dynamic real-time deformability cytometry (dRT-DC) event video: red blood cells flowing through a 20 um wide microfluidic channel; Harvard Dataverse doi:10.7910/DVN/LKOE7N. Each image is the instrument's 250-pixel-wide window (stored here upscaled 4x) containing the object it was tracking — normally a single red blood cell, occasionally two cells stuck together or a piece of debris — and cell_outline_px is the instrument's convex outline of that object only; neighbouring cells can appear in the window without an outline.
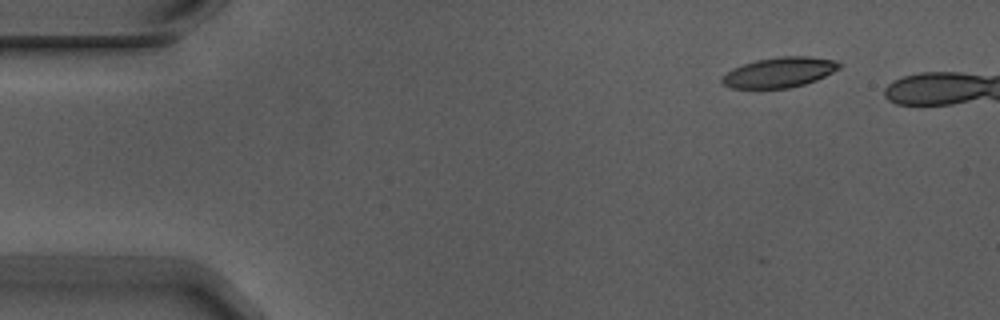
{"species": "Egyptian fruit bat (a non-hibernating species)", "species_latin": "Rousettus aegyptiacus", "temperature_condition": "warm", "stored_images_in_passage": 9, "segment_of_instrument_passage": [1, 2], "camera_frame_rate_fps": 3000, "um_per_image_px": 0.085, "animal": {"sex": "male"}, "frame": {"image": 1, "passage_image": 1, "time_ms": 0.0, "image_size_px": [1000, 320], "cell_outline_px": [[844, 64], [840, 68], [816, 80], [804, 84], [788, 88], [732, 88], [724, 84], [720, 80], [720, 76], [732, 68], [756, 60], [780, 56], [808, 56], [836, 60]], "centroid_in_image_um": [66.25, 6.14], "position_along_channel_um": 18.8, "area_um2": 20.69}}
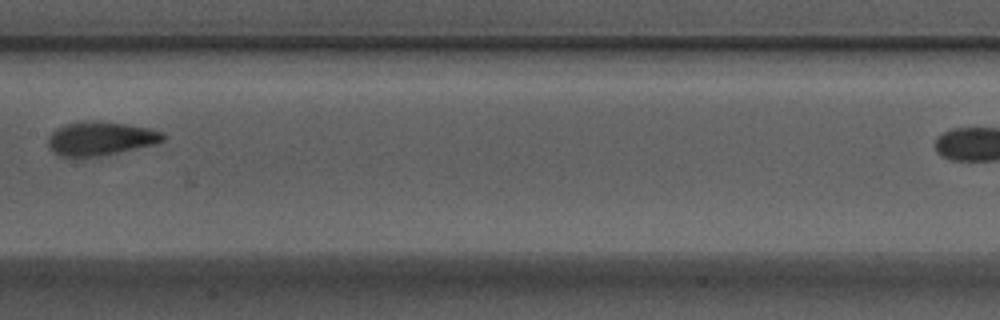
{"frame": {"image": 2, "passage_image": 7, "time_ms": 2.0, "image_size_px": [1000, 320], "cell_outline_px": [[168, 136], [164, 140], [156, 144], [100, 156], [60, 156], [52, 152], [48, 144], [48, 136], [56, 128], [64, 124], [84, 120], [96, 120], [124, 124], [148, 128], [164, 132]], "centroid_in_image_um": [8.55, 11.76], "position_along_channel_um": 198.9, "area_um2": 22.77}}
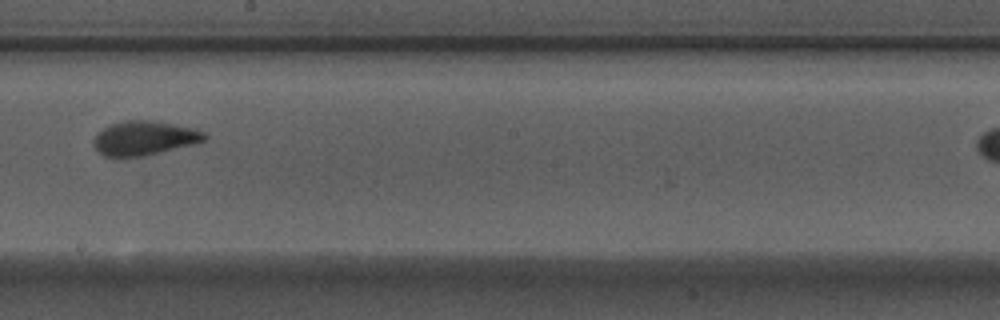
{"frame": {"image": 3, "passage_image": 8, "time_ms": 2.333, "image_size_px": [1000, 320], "cell_outline_px": [[208, 136], [204, 140], [192, 144], [144, 156], [104, 156], [96, 148], [92, 140], [104, 128], [112, 124], [124, 120], [148, 120], [172, 124], [192, 128], [204, 132]], "centroid_in_image_um": [12.26, 11.73], "position_along_channel_um": 235.9, "area_um2": 21.56}}